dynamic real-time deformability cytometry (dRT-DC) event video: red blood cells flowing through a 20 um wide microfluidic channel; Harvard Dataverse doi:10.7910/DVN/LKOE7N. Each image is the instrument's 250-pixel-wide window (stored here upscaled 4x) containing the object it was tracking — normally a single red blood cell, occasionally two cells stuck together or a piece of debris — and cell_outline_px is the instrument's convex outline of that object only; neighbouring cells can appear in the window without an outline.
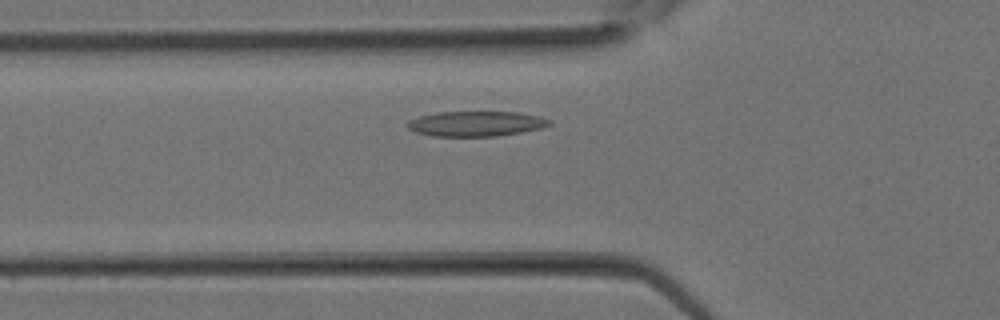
{"species": "Egyptian fruit bat (a non-hibernating species)", "species_latin": "Rousettus aegyptiacus", "temperature_condition": "room temperature", "stored_images_in_passage": 24, "camera_frame_rate_fps": 3000, "um_per_image_px": 0.085, "animal": {"sex": "female"}, "frame": {"image": 1, "passage_image": 5, "time_ms": 1.333, "image_size_px": [1000, 320], "cell_outline_px": [[552, 124], [540, 128], [520, 132], [496, 136], [432, 136], [416, 132], [408, 128], [404, 124], [408, 120], [420, 116], [436, 112], [516, 112], [536, 116], [552, 120]], "centroid_in_image_um": [40.41, 10.51], "position_along_channel_um": 85.4, "area_um2": 20.69}}
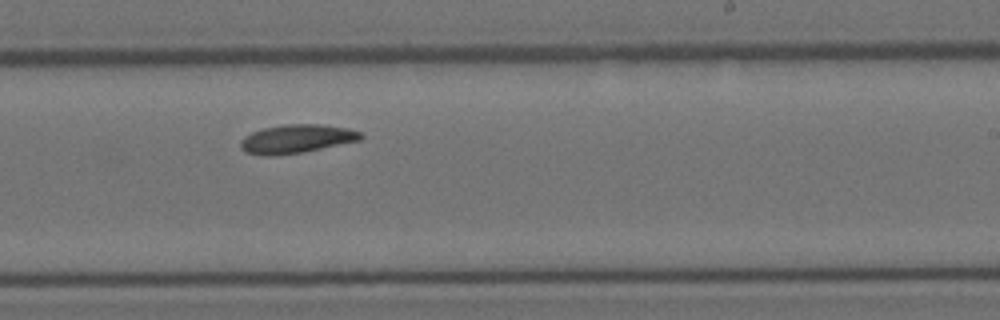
{"frame": {"image": 2, "passage_image": 13, "time_ms": 4.0, "image_size_px": [1000, 320], "cell_outline_px": [[364, 136], [360, 140], [304, 152], [272, 156], [264, 156], [244, 152], [240, 148], [240, 140], [244, 136], [252, 132], [264, 128], [288, 124], [320, 124], [348, 128], [360, 132]], "centroid_in_image_um": [25.18, 11.81], "position_along_channel_um": 263.8, "area_um2": 20.11}}
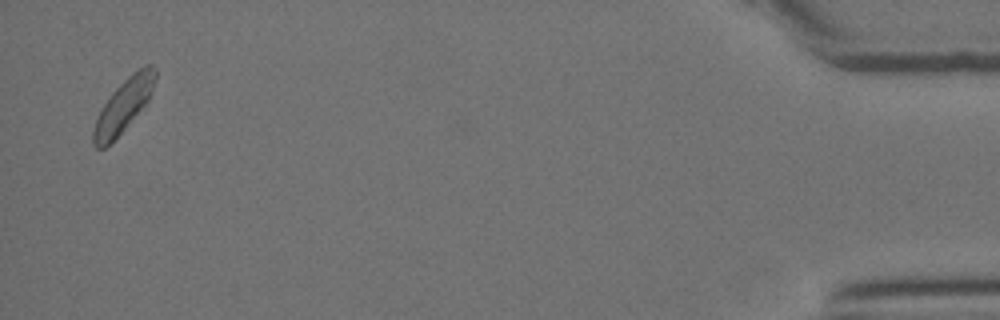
{"frame": {"image": 3, "passage_image": 24, "time_ms": 7.667, "image_size_px": [1000, 320], "cell_outline_px": [[156, 76], [152, 92], [148, 100], [124, 128], [104, 148], [96, 148], [92, 144], [92, 132], [96, 120], [104, 104], [112, 92], [132, 72], [144, 64], [152, 64], [156, 68]], "centroid_in_image_um": [10.51, 8.92], "position_along_channel_um": 424.7, "area_um2": 18.55}}